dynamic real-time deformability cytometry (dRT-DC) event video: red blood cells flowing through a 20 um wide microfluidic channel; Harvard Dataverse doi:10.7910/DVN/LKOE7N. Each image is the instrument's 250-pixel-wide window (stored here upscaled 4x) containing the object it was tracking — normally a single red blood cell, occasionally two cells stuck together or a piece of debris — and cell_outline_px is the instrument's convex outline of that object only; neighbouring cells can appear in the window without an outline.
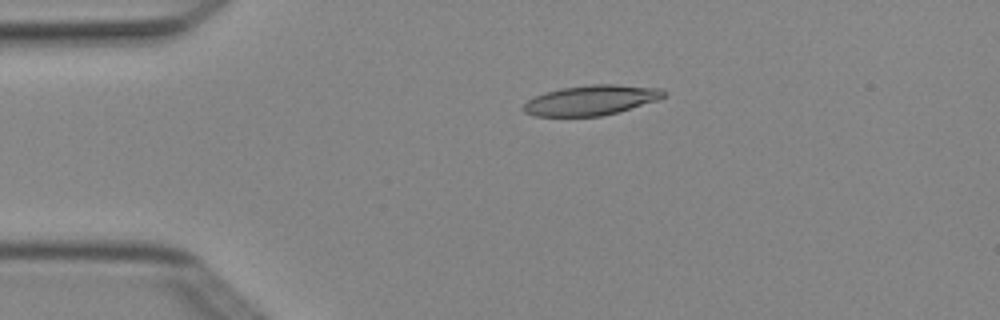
{"species": "Egyptian fruit bat (a non-hibernating species)", "species_latin": "Rousettus aegyptiacus", "temperature_condition": "cold", "stored_images_in_passage": 3, "camera_frame_rate_fps": 3000, "um_per_image_px": 0.085, "animal": {"sex": "female"}, "frame": {"image": 1, "passage_image": 2, "time_ms": 0.333, "image_size_px": [1000, 320], "cell_outline_px": [[668, 92], [664, 96], [656, 100], [616, 112], [600, 116], [536, 116], [524, 112], [520, 108], [532, 96], [544, 92], [560, 88], [592, 84], [616, 84], [660, 88]], "centroid_in_image_um": [50.19, 8.5], "position_along_channel_um": 34.8, "area_um2": 24.51}}